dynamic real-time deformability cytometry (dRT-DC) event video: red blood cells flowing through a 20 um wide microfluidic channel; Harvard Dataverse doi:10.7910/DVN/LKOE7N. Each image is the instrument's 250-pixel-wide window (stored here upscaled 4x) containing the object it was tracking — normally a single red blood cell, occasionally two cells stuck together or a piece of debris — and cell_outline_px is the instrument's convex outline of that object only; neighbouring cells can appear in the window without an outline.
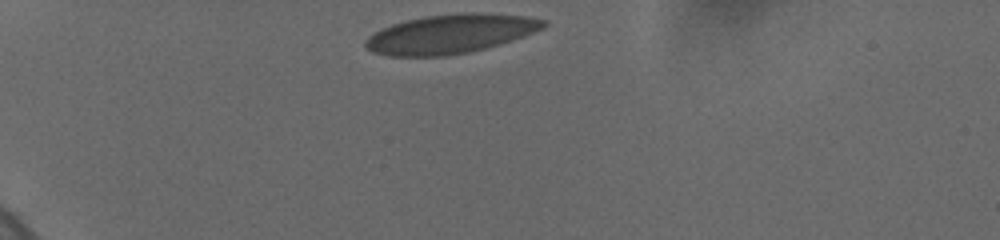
{"species": "human", "species_latin": "Homo sapiens", "temperature_condition": "cold", "stored_images_in_passage": 2, "camera_frame_rate_fps": 3000, "um_per_image_px": 0.085, "donor": {"sex": "female"}, "frame": {"image": 1, "passage_image": 1, "time_ms": 0.0, "image_size_px": [1000, 240], "cell_outline_px": [[548, 24], [544, 28], [524, 36], [500, 44], [468, 52], [444, 56], [388, 56], [372, 52], [364, 44], [364, 40], [368, 36], [392, 24], [424, 16], [464, 12], [476, 12], [528, 16], [548, 20]], "centroid_in_image_um": [38.33, 2.87], "position_along_channel_um": 46.7, "area_um2": 40.58}}